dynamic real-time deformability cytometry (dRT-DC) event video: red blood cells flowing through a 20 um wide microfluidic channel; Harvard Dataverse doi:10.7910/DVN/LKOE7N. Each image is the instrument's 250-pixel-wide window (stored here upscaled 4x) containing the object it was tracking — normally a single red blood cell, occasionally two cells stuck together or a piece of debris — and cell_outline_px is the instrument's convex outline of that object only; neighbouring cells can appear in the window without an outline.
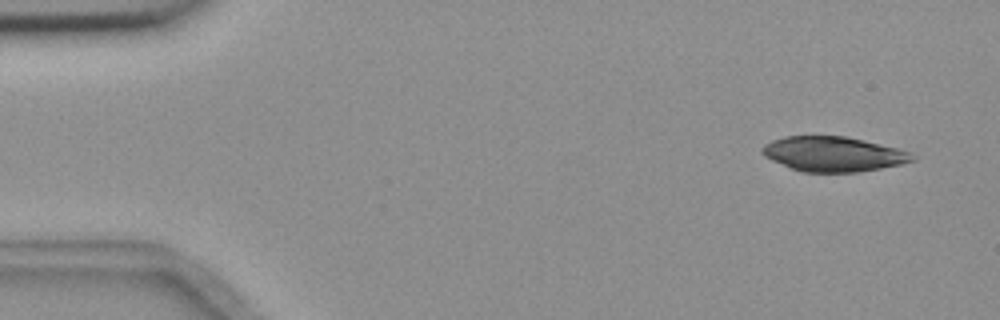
{"species": "common noctule bat (a hibernating species)", "species_latin": "Nyctalus noctula", "temperature_condition": "room temperature", "stored_images_in_passage": 5, "camera_frame_rate_fps": 3000, "um_per_image_px": 0.085, "animal": {"sex": "female", "body_mass_g": 18.4}, "frame": {"image": 1, "passage_image": 1, "time_ms": 0.0, "image_size_px": [1000, 320], "cell_outline_px": [[916, 160], [904, 164], [860, 172], [804, 172], [792, 168], [772, 160], [764, 156], [760, 152], [760, 148], [764, 144], [772, 140], [784, 136], [848, 136], [912, 152], [916, 156]], "centroid_in_image_um": [70.86, 13.09], "position_along_channel_um": 14.1, "area_um2": 30.75}}